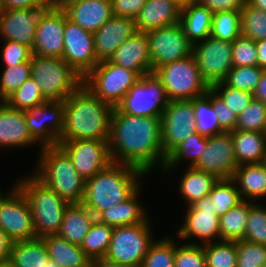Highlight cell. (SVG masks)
<instances>
[{
	"label": "cell",
	"instance_id": "cell-1",
	"mask_svg": "<svg viewBox=\"0 0 266 267\" xmlns=\"http://www.w3.org/2000/svg\"><path fill=\"white\" fill-rule=\"evenodd\" d=\"M108 145L114 163L137 167L145 174L158 162L164 169L161 117L134 116L114 107Z\"/></svg>",
	"mask_w": 266,
	"mask_h": 267
},
{
	"label": "cell",
	"instance_id": "cell-2",
	"mask_svg": "<svg viewBox=\"0 0 266 267\" xmlns=\"http://www.w3.org/2000/svg\"><path fill=\"white\" fill-rule=\"evenodd\" d=\"M113 109L82 85L65 100V126L59 143L71 140L109 141Z\"/></svg>",
	"mask_w": 266,
	"mask_h": 267
},
{
	"label": "cell",
	"instance_id": "cell-3",
	"mask_svg": "<svg viewBox=\"0 0 266 267\" xmlns=\"http://www.w3.org/2000/svg\"><path fill=\"white\" fill-rule=\"evenodd\" d=\"M144 175L137 167L112 162L86 180L82 204L97 217L129 198L140 187L138 178Z\"/></svg>",
	"mask_w": 266,
	"mask_h": 267
},
{
	"label": "cell",
	"instance_id": "cell-4",
	"mask_svg": "<svg viewBox=\"0 0 266 267\" xmlns=\"http://www.w3.org/2000/svg\"><path fill=\"white\" fill-rule=\"evenodd\" d=\"M37 173L38 179L69 203H82L85 195L84 180L73 166L71 158L58 145L41 148Z\"/></svg>",
	"mask_w": 266,
	"mask_h": 267
},
{
	"label": "cell",
	"instance_id": "cell-5",
	"mask_svg": "<svg viewBox=\"0 0 266 267\" xmlns=\"http://www.w3.org/2000/svg\"><path fill=\"white\" fill-rule=\"evenodd\" d=\"M15 185L29 203L36 238L57 234L65 209L70 203L33 174L19 180Z\"/></svg>",
	"mask_w": 266,
	"mask_h": 267
},
{
	"label": "cell",
	"instance_id": "cell-6",
	"mask_svg": "<svg viewBox=\"0 0 266 267\" xmlns=\"http://www.w3.org/2000/svg\"><path fill=\"white\" fill-rule=\"evenodd\" d=\"M31 77L47 101H65L83 85V77L62 58L32 55Z\"/></svg>",
	"mask_w": 266,
	"mask_h": 267
},
{
	"label": "cell",
	"instance_id": "cell-7",
	"mask_svg": "<svg viewBox=\"0 0 266 267\" xmlns=\"http://www.w3.org/2000/svg\"><path fill=\"white\" fill-rule=\"evenodd\" d=\"M154 72L161 79L170 101L192 100L210 89L192 54L160 66Z\"/></svg>",
	"mask_w": 266,
	"mask_h": 267
},
{
	"label": "cell",
	"instance_id": "cell-8",
	"mask_svg": "<svg viewBox=\"0 0 266 267\" xmlns=\"http://www.w3.org/2000/svg\"><path fill=\"white\" fill-rule=\"evenodd\" d=\"M139 79L135 71L104 60L84 77L83 85L102 102L116 107Z\"/></svg>",
	"mask_w": 266,
	"mask_h": 267
},
{
	"label": "cell",
	"instance_id": "cell-9",
	"mask_svg": "<svg viewBox=\"0 0 266 267\" xmlns=\"http://www.w3.org/2000/svg\"><path fill=\"white\" fill-rule=\"evenodd\" d=\"M148 220L129 226L113 227L105 258L130 267H140L154 242Z\"/></svg>",
	"mask_w": 266,
	"mask_h": 267
},
{
	"label": "cell",
	"instance_id": "cell-10",
	"mask_svg": "<svg viewBox=\"0 0 266 267\" xmlns=\"http://www.w3.org/2000/svg\"><path fill=\"white\" fill-rule=\"evenodd\" d=\"M169 101L161 79L151 72L141 76L116 107L134 116L161 117Z\"/></svg>",
	"mask_w": 266,
	"mask_h": 267
},
{
	"label": "cell",
	"instance_id": "cell-11",
	"mask_svg": "<svg viewBox=\"0 0 266 267\" xmlns=\"http://www.w3.org/2000/svg\"><path fill=\"white\" fill-rule=\"evenodd\" d=\"M25 121L32 139L41 143V148L56 147L65 126V101H46L29 108Z\"/></svg>",
	"mask_w": 266,
	"mask_h": 267
},
{
	"label": "cell",
	"instance_id": "cell-12",
	"mask_svg": "<svg viewBox=\"0 0 266 267\" xmlns=\"http://www.w3.org/2000/svg\"><path fill=\"white\" fill-rule=\"evenodd\" d=\"M200 42L192 46V55L203 80L211 88L214 84L223 82L233 67L232 43L212 36Z\"/></svg>",
	"mask_w": 266,
	"mask_h": 267
},
{
	"label": "cell",
	"instance_id": "cell-13",
	"mask_svg": "<svg viewBox=\"0 0 266 267\" xmlns=\"http://www.w3.org/2000/svg\"><path fill=\"white\" fill-rule=\"evenodd\" d=\"M191 100H171L161 116L162 149L167 158L196 132Z\"/></svg>",
	"mask_w": 266,
	"mask_h": 267
},
{
	"label": "cell",
	"instance_id": "cell-14",
	"mask_svg": "<svg viewBox=\"0 0 266 267\" xmlns=\"http://www.w3.org/2000/svg\"><path fill=\"white\" fill-rule=\"evenodd\" d=\"M0 229L13 242L36 238L29 203L16 185L0 201Z\"/></svg>",
	"mask_w": 266,
	"mask_h": 267
},
{
	"label": "cell",
	"instance_id": "cell-15",
	"mask_svg": "<svg viewBox=\"0 0 266 267\" xmlns=\"http://www.w3.org/2000/svg\"><path fill=\"white\" fill-rule=\"evenodd\" d=\"M153 72L160 66L192 54V44L187 40L180 23L146 32Z\"/></svg>",
	"mask_w": 266,
	"mask_h": 267
},
{
	"label": "cell",
	"instance_id": "cell-16",
	"mask_svg": "<svg viewBox=\"0 0 266 267\" xmlns=\"http://www.w3.org/2000/svg\"><path fill=\"white\" fill-rule=\"evenodd\" d=\"M63 41L62 59L84 78L99 63L95 55L93 33L69 20L65 13Z\"/></svg>",
	"mask_w": 266,
	"mask_h": 267
},
{
	"label": "cell",
	"instance_id": "cell-17",
	"mask_svg": "<svg viewBox=\"0 0 266 267\" xmlns=\"http://www.w3.org/2000/svg\"><path fill=\"white\" fill-rule=\"evenodd\" d=\"M193 167L211 174L219 180L232 179L238 163L231 132L209 136L202 157Z\"/></svg>",
	"mask_w": 266,
	"mask_h": 267
},
{
	"label": "cell",
	"instance_id": "cell-18",
	"mask_svg": "<svg viewBox=\"0 0 266 267\" xmlns=\"http://www.w3.org/2000/svg\"><path fill=\"white\" fill-rule=\"evenodd\" d=\"M58 145L71 158L74 168L84 180L92 178L112 163L106 140H71Z\"/></svg>",
	"mask_w": 266,
	"mask_h": 267
},
{
	"label": "cell",
	"instance_id": "cell-19",
	"mask_svg": "<svg viewBox=\"0 0 266 267\" xmlns=\"http://www.w3.org/2000/svg\"><path fill=\"white\" fill-rule=\"evenodd\" d=\"M64 28L65 11L62 8L51 6L44 9L38 18L32 55L62 58Z\"/></svg>",
	"mask_w": 266,
	"mask_h": 267
},
{
	"label": "cell",
	"instance_id": "cell-20",
	"mask_svg": "<svg viewBox=\"0 0 266 267\" xmlns=\"http://www.w3.org/2000/svg\"><path fill=\"white\" fill-rule=\"evenodd\" d=\"M44 9L0 10V35L33 49L36 26Z\"/></svg>",
	"mask_w": 266,
	"mask_h": 267
},
{
	"label": "cell",
	"instance_id": "cell-21",
	"mask_svg": "<svg viewBox=\"0 0 266 267\" xmlns=\"http://www.w3.org/2000/svg\"><path fill=\"white\" fill-rule=\"evenodd\" d=\"M137 32L135 19L112 16L93 33L95 55L99 62L109 60L116 49Z\"/></svg>",
	"mask_w": 266,
	"mask_h": 267
},
{
	"label": "cell",
	"instance_id": "cell-22",
	"mask_svg": "<svg viewBox=\"0 0 266 267\" xmlns=\"http://www.w3.org/2000/svg\"><path fill=\"white\" fill-rule=\"evenodd\" d=\"M110 62L135 71L140 77L153 72L146 33L136 32L109 59Z\"/></svg>",
	"mask_w": 266,
	"mask_h": 267
},
{
	"label": "cell",
	"instance_id": "cell-23",
	"mask_svg": "<svg viewBox=\"0 0 266 267\" xmlns=\"http://www.w3.org/2000/svg\"><path fill=\"white\" fill-rule=\"evenodd\" d=\"M62 9L69 20L92 33L113 16L111 0H75Z\"/></svg>",
	"mask_w": 266,
	"mask_h": 267
},
{
	"label": "cell",
	"instance_id": "cell-24",
	"mask_svg": "<svg viewBox=\"0 0 266 267\" xmlns=\"http://www.w3.org/2000/svg\"><path fill=\"white\" fill-rule=\"evenodd\" d=\"M181 7L172 0H147L135 18L137 32L146 33L179 22Z\"/></svg>",
	"mask_w": 266,
	"mask_h": 267
},
{
	"label": "cell",
	"instance_id": "cell-25",
	"mask_svg": "<svg viewBox=\"0 0 266 267\" xmlns=\"http://www.w3.org/2000/svg\"><path fill=\"white\" fill-rule=\"evenodd\" d=\"M184 218L183 225L177 231L178 238L183 240L195 237L201 239L202 245L212 243L216 237L220 240L219 216L214 211L188 206Z\"/></svg>",
	"mask_w": 266,
	"mask_h": 267
},
{
	"label": "cell",
	"instance_id": "cell-26",
	"mask_svg": "<svg viewBox=\"0 0 266 267\" xmlns=\"http://www.w3.org/2000/svg\"><path fill=\"white\" fill-rule=\"evenodd\" d=\"M35 144L25 121V111L0 106V147H26Z\"/></svg>",
	"mask_w": 266,
	"mask_h": 267
},
{
	"label": "cell",
	"instance_id": "cell-27",
	"mask_svg": "<svg viewBox=\"0 0 266 267\" xmlns=\"http://www.w3.org/2000/svg\"><path fill=\"white\" fill-rule=\"evenodd\" d=\"M95 219V215L82 203H70L65 209L57 235L73 245L81 246Z\"/></svg>",
	"mask_w": 266,
	"mask_h": 267
},
{
	"label": "cell",
	"instance_id": "cell-28",
	"mask_svg": "<svg viewBox=\"0 0 266 267\" xmlns=\"http://www.w3.org/2000/svg\"><path fill=\"white\" fill-rule=\"evenodd\" d=\"M213 13L200 1L181 8L179 23L192 44L210 37Z\"/></svg>",
	"mask_w": 266,
	"mask_h": 267
},
{
	"label": "cell",
	"instance_id": "cell-29",
	"mask_svg": "<svg viewBox=\"0 0 266 267\" xmlns=\"http://www.w3.org/2000/svg\"><path fill=\"white\" fill-rule=\"evenodd\" d=\"M139 190L140 187L122 203L102 211L96 219L112 227L129 226L146 222L148 218L143 207L137 200Z\"/></svg>",
	"mask_w": 266,
	"mask_h": 267
},
{
	"label": "cell",
	"instance_id": "cell-30",
	"mask_svg": "<svg viewBox=\"0 0 266 267\" xmlns=\"http://www.w3.org/2000/svg\"><path fill=\"white\" fill-rule=\"evenodd\" d=\"M235 157L239 165L260 164L266 152V137L257 131H231Z\"/></svg>",
	"mask_w": 266,
	"mask_h": 267
},
{
	"label": "cell",
	"instance_id": "cell-31",
	"mask_svg": "<svg viewBox=\"0 0 266 267\" xmlns=\"http://www.w3.org/2000/svg\"><path fill=\"white\" fill-rule=\"evenodd\" d=\"M232 180L243 200L256 201L266 196V169L261 163L239 165Z\"/></svg>",
	"mask_w": 266,
	"mask_h": 267
},
{
	"label": "cell",
	"instance_id": "cell-32",
	"mask_svg": "<svg viewBox=\"0 0 266 267\" xmlns=\"http://www.w3.org/2000/svg\"><path fill=\"white\" fill-rule=\"evenodd\" d=\"M50 259L43 238L12 243L9 263L12 267H46Z\"/></svg>",
	"mask_w": 266,
	"mask_h": 267
},
{
	"label": "cell",
	"instance_id": "cell-33",
	"mask_svg": "<svg viewBox=\"0 0 266 267\" xmlns=\"http://www.w3.org/2000/svg\"><path fill=\"white\" fill-rule=\"evenodd\" d=\"M50 259L61 267H88L90 258L80 246L73 245L59 235L43 237Z\"/></svg>",
	"mask_w": 266,
	"mask_h": 267
},
{
	"label": "cell",
	"instance_id": "cell-34",
	"mask_svg": "<svg viewBox=\"0 0 266 267\" xmlns=\"http://www.w3.org/2000/svg\"><path fill=\"white\" fill-rule=\"evenodd\" d=\"M218 180L211 174L189 166L179 185L181 196L187 200V206L208 196Z\"/></svg>",
	"mask_w": 266,
	"mask_h": 267
},
{
	"label": "cell",
	"instance_id": "cell-35",
	"mask_svg": "<svg viewBox=\"0 0 266 267\" xmlns=\"http://www.w3.org/2000/svg\"><path fill=\"white\" fill-rule=\"evenodd\" d=\"M253 201L243 200L219 217L220 240L239 241L245 236V229L249 216V208Z\"/></svg>",
	"mask_w": 266,
	"mask_h": 267
},
{
	"label": "cell",
	"instance_id": "cell-36",
	"mask_svg": "<svg viewBox=\"0 0 266 267\" xmlns=\"http://www.w3.org/2000/svg\"><path fill=\"white\" fill-rule=\"evenodd\" d=\"M196 132L209 137L225 132L219 124L218 117L211 104V88L206 94L192 100Z\"/></svg>",
	"mask_w": 266,
	"mask_h": 267
},
{
	"label": "cell",
	"instance_id": "cell-37",
	"mask_svg": "<svg viewBox=\"0 0 266 267\" xmlns=\"http://www.w3.org/2000/svg\"><path fill=\"white\" fill-rule=\"evenodd\" d=\"M208 137L195 132L189 136L182 144L177 147L168 157L163 171L167 172L170 168H175L184 158L190 159V165L193 167L202 157L207 146Z\"/></svg>",
	"mask_w": 266,
	"mask_h": 267
},
{
	"label": "cell",
	"instance_id": "cell-38",
	"mask_svg": "<svg viewBox=\"0 0 266 267\" xmlns=\"http://www.w3.org/2000/svg\"><path fill=\"white\" fill-rule=\"evenodd\" d=\"M112 232V226L95 219L80 247L90 259L103 258L107 254Z\"/></svg>",
	"mask_w": 266,
	"mask_h": 267
},
{
	"label": "cell",
	"instance_id": "cell-39",
	"mask_svg": "<svg viewBox=\"0 0 266 267\" xmlns=\"http://www.w3.org/2000/svg\"><path fill=\"white\" fill-rule=\"evenodd\" d=\"M241 35L240 11H217L213 13L210 36L232 43Z\"/></svg>",
	"mask_w": 266,
	"mask_h": 267
},
{
	"label": "cell",
	"instance_id": "cell-40",
	"mask_svg": "<svg viewBox=\"0 0 266 267\" xmlns=\"http://www.w3.org/2000/svg\"><path fill=\"white\" fill-rule=\"evenodd\" d=\"M208 195L212 199L214 214L219 217L243 201L232 179L218 180Z\"/></svg>",
	"mask_w": 266,
	"mask_h": 267
},
{
	"label": "cell",
	"instance_id": "cell-41",
	"mask_svg": "<svg viewBox=\"0 0 266 267\" xmlns=\"http://www.w3.org/2000/svg\"><path fill=\"white\" fill-rule=\"evenodd\" d=\"M207 267H236L237 241H218L203 245Z\"/></svg>",
	"mask_w": 266,
	"mask_h": 267
},
{
	"label": "cell",
	"instance_id": "cell-42",
	"mask_svg": "<svg viewBox=\"0 0 266 267\" xmlns=\"http://www.w3.org/2000/svg\"><path fill=\"white\" fill-rule=\"evenodd\" d=\"M47 100L35 80L28 78L13 94L4 102L13 109L26 111L29 108L39 106Z\"/></svg>",
	"mask_w": 266,
	"mask_h": 267
},
{
	"label": "cell",
	"instance_id": "cell-43",
	"mask_svg": "<svg viewBox=\"0 0 266 267\" xmlns=\"http://www.w3.org/2000/svg\"><path fill=\"white\" fill-rule=\"evenodd\" d=\"M242 36L260 41L266 39V12L250 6L247 2L240 11Z\"/></svg>",
	"mask_w": 266,
	"mask_h": 267
},
{
	"label": "cell",
	"instance_id": "cell-44",
	"mask_svg": "<svg viewBox=\"0 0 266 267\" xmlns=\"http://www.w3.org/2000/svg\"><path fill=\"white\" fill-rule=\"evenodd\" d=\"M174 241L168 237L154 240L140 267H174L177 245Z\"/></svg>",
	"mask_w": 266,
	"mask_h": 267
},
{
	"label": "cell",
	"instance_id": "cell-45",
	"mask_svg": "<svg viewBox=\"0 0 266 267\" xmlns=\"http://www.w3.org/2000/svg\"><path fill=\"white\" fill-rule=\"evenodd\" d=\"M263 70L259 66H233L223 82L229 87L253 93Z\"/></svg>",
	"mask_w": 266,
	"mask_h": 267
},
{
	"label": "cell",
	"instance_id": "cell-46",
	"mask_svg": "<svg viewBox=\"0 0 266 267\" xmlns=\"http://www.w3.org/2000/svg\"><path fill=\"white\" fill-rule=\"evenodd\" d=\"M265 129L266 104L253 98L250 104L237 116L235 130L264 133Z\"/></svg>",
	"mask_w": 266,
	"mask_h": 267
},
{
	"label": "cell",
	"instance_id": "cell-47",
	"mask_svg": "<svg viewBox=\"0 0 266 267\" xmlns=\"http://www.w3.org/2000/svg\"><path fill=\"white\" fill-rule=\"evenodd\" d=\"M31 77V61L5 67L0 79V99L5 101Z\"/></svg>",
	"mask_w": 266,
	"mask_h": 267
},
{
	"label": "cell",
	"instance_id": "cell-48",
	"mask_svg": "<svg viewBox=\"0 0 266 267\" xmlns=\"http://www.w3.org/2000/svg\"><path fill=\"white\" fill-rule=\"evenodd\" d=\"M243 240L266 245V207L253 203L249 208V216Z\"/></svg>",
	"mask_w": 266,
	"mask_h": 267
},
{
	"label": "cell",
	"instance_id": "cell-49",
	"mask_svg": "<svg viewBox=\"0 0 266 267\" xmlns=\"http://www.w3.org/2000/svg\"><path fill=\"white\" fill-rule=\"evenodd\" d=\"M211 89L238 116L253 100V93L227 86L224 82L214 84Z\"/></svg>",
	"mask_w": 266,
	"mask_h": 267
},
{
	"label": "cell",
	"instance_id": "cell-50",
	"mask_svg": "<svg viewBox=\"0 0 266 267\" xmlns=\"http://www.w3.org/2000/svg\"><path fill=\"white\" fill-rule=\"evenodd\" d=\"M266 263V245L237 241L236 267H262Z\"/></svg>",
	"mask_w": 266,
	"mask_h": 267
},
{
	"label": "cell",
	"instance_id": "cell-51",
	"mask_svg": "<svg viewBox=\"0 0 266 267\" xmlns=\"http://www.w3.org/2000/svg\"><path fill=\"white\" fill-rule=\"evenodd\" d=\"M233 66H258L257 47L255 41L239 36L232 42Z\"/></svg>",
	"mask_w": 266,
	"mask_h": 267
},
{
	"label": "cell",
	"instance_id": "cell-52",
	"mask_svg": "<svg viewBox=\"0 0 266 267\" xmlns=\"http://www.w3.org/2000/svg\"><path fill=\"white\" fill-rule=\"evenodd\" d=\"M174 267H207L203 245L187 243L176 246Z\"/></svg>",
	"mask_w": 266,
	"mask_h": 267
},
{
	"label": "cell",
	"instance_id": "cell-53",
	"mask_svg": "<svg viewBox=\"0 0 266 267\" xmlns=\"http://www.w3.org/2000/svg\"><path fill=\"white\" fill-rule=\"evenodd\" d=\"M5 43L1 56L6 67L31 61L32 50L29 47L12 40H5Z\"/></svg>",
	"mask_w": 266,
	"mask_h": 267
},
{
	"label": "cell",
	"instance_id": "cell-54",
	"mask_svg": "<svg viewBox=\"0 0 266 267\" xmlns=\"http://www.w3.org/2000/svg\"><path fill=\"white\" fill-rule=\"evenodd\" d=\"M211 104L217 114L220 127L225 132L234 131L237 124V115L225 102L211 89Z\"/></svg>",
	"mask_w": 266,
	"mask_h": 267
},
{
	"label": "cell",
	"instance_id": "cell-55",
	"mask_svg": "<svg viewBox=\"0 0 266 267\" xmlns=\"http://www.w3.org/2000/svg\"><path fill=\"white\" fill-rule=\"evenodd\" d=\"M147 0H111L112 15L135 19Z\"/></svg>",
	"mask_w": 266,
	"mask_h": 267
},
{
	"label": "cell",
	"instance_id": "cell-56",
	"mask_svg": "<svg viewBox=\"0 0 266 267\" xmlns=\"http://www.w3.org/2000/svg\"><path fill=\"white\" fill-rule=\"evenodd\" d=\"M53 6V0H1V10L47 9Z\"/></svg>",
	"mask_w": 266,
	"mask_h": 267
},
{
	"label": "cell",
	"instance_id": "cell-57",
	"mask_svg": "<svg viewBox=\"0 0 266 267\" xmlns=\"http://www.w3.org/2000/svg\"><path fill=\"white\" fill-rule=\"evenodd\" d=\"M212 13L217 11H241L246 0H199Z\"/></svg>",
	"mask_w": 266,
	"mask_h": 267
},
{
	"label": "cell",
	"instance_id": "cell-58",
	"mask_svg": "<svg viewBox=\"0 0 266 267\" xmlns=\"http://www.w3.org/2000/svg\"><path fill=\"white\" fill-rule=\"evenodd\" d=\"M13 241L0 229V263L9 261Z\"/></svg>",
	"mask_w": 266,
	"mask_h": 267
},
{
	"label": "cell",
	"instance_id": "cell-59",
	"mask_svg": "<svg viewBox=\"0 0 266 267\" xmlns=\"http://www.w3.org/2000/svg\"><path fill=\"white\" fill-rule=\"evenodd\" d=\"M254 99L262 101L266 104V69L263 70L260 81L253 92Z\"/></svg>",
	"mask_w": 266,
	"mask_h": 267
},
{
	"label": "cell",
	"instance_id": "cell-60",
	"mask_svg": "<svg viewBox=\"0 0 266 267\" xmlns=\"http://www.w3.org/2000/svg\"><path fill=\"white\" fill-rule=\"evenodd\" d=\"M257 47L258 66L266 69V39L255 42Z\"/></svg>",
	"mask_w": 266,
	"mask_h": 267
},
{
	"label": "cell",
	"instance_id": "cell-61",
	"mask_svg": "<svg viewBox=\"0 0 266 267\" xmlns=\"http://www.w3.org/2000/svg\"><path fill=\"white\" fill-rule=\"evenodd\" d=\"M88 267H130L103 258L90 259Z\"/></svg>",
	"mask_w": 266,
	"mask_h": 267
},
{
	"label": "cell",
	"instance_id": "cell-62",
	"mask_svg": "<svg viewBox=\"0 0 266 267\" xmlns=\"http://www.w3.org/2000/svg\"><path fill=\"white\" fill-rule=\"evenodd\" d=\"M193 209H203V210H208V211H214L213 206H212V199L210 196H205L199 201H195L190 205Z\"/></svg>",
	"mask_w": 266,
	"mask_h": 267
},
{
	"label": "cell",
	"instance_id": "cell-63",
	"mask_svg": "<svg viewBox=\"0 0 266 267\" xmlns=\"http://www.w3.org/2000/svg\"><path fill=\"white\" fill-rule=\"evenodd\" d=\"M246 2L250 6L266 12V0H246Z\"/></svg>",
	"mask_w": 266,
	"mask_h": 267
},
{
	"label": "cell",
	"instance_id": "cell-64",
	"mask_svg": "<svg viewBox=\"0 0 266 267\" xmlns=\"http://www.w3.org/2000/svg\"><path fill=\"white\" fill-rule=\"evenodd\" d=\"M75 0H53V6L57 8H63L66 4L73 2Z\"/></svg>",
	"mask_w": 266,
	"mask_h": 267
},
{
	"label": "cell",
	"instance_id": "cell-65",
	"mask_svg": "<svg viewBox=\"0 0 266 267\" xmlns=\"http://www.w3.org/2000/svg\"><path fill=\"white\" fill-rule=\"evenodd\" d=\"M174 1L177 5H179L181 8L188 6L194 2H197L199 0H172Z\"/></svg>",
	"mask_w": 266,
	"mask_h": 267
},
{
	"label": "cell",
	"instance_id": "cell-66",
	"mask_svg": "<svg viewBox=\"0 0 266 267\" xmlns=\"http://www.w3.org/2000/svg\"><path fill=\"white\" fill-rule=\"evenodd\" d=\"M46 267H61V266L58 263L54 262L52 259H49Z\"/></svg>",
	"mask_w": 266,
	"mask_h": 267
},
{
	"label": "cell",
	"instance_id": "cell-67",
	"mask_svg": "<svg viewBox=\"0 0 266 267\" xmlns=\"http://www.w3.org/2000/svg\"><path fill=\"white\" fill-rule=\"evenodd\" d=\"M263 166H264V168L266 169V152H265V154H264V157H263V160H262V163H261Z\"/></svg>",
	"mask_w": 266,
	"mask_h": 267
},
{
	"label": "cell",
	"instance_id": "cell-68",
	"mask_svg": "<svg viewBox=\"0 0 266 267\" xmlns=\"http://www.w3.org/2000/svg\"><path fill=\"white\" fill-rule=\"evenodd\" d=\"M0 267H8V262L0 263Z\"/></svg>",
	"mask_w": 266,
	"mask_h": 267
},
{
	"label": "cell",
	"instance_id": "cell-69",
	"mask_svg": "<svg viewBox=\"0 0 266 267\" xmlns=\"http://www.w3.org/2000/svg\"><path fill=\"white\" fill-rule=\"evenodd\" d=\"M1 101H0V106L4 103V101H2V99H0Z\"/></svg>",
	"mask_w": 266,
	"mask_h": 267
}]
</instances>
